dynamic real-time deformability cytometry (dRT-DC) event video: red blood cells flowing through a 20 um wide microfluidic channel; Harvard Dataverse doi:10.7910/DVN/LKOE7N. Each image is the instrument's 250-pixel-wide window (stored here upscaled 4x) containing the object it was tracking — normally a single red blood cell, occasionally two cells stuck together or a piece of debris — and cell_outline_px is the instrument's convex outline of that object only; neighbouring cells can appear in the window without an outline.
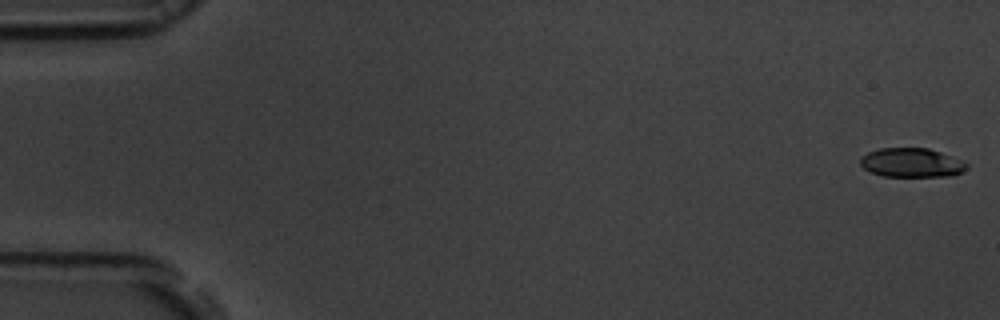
{"species": "common noctule bat (a hibernating species)", "species_latin": "Nyctalus noctula", "temperature_condition": "room temperature", "stored_images_in_passage": 55, "camera_frame_rate_fps": 3000, "um_per_image_px": 0.085, "animal": {"sex": "male", "body_mass_g": 19.5, "forearm_length_mm": 54.6}, "frame": {"image": 1, "passage_image": 1, "time_ms": 0.0, "image_size_px": [1000, 320], "cell_outline_px": [[968, 168], [952, 176], [884, 176], [872, 172], [864, 168], [860, 164], [860, 156], [868, 152], [880, 148], [928, 148], [964, 160], [968, 164]], "centroid_in_image_um": [77.5, 13.82], "position_along_channel_um": 7.5, "area_um2": 18.09}}
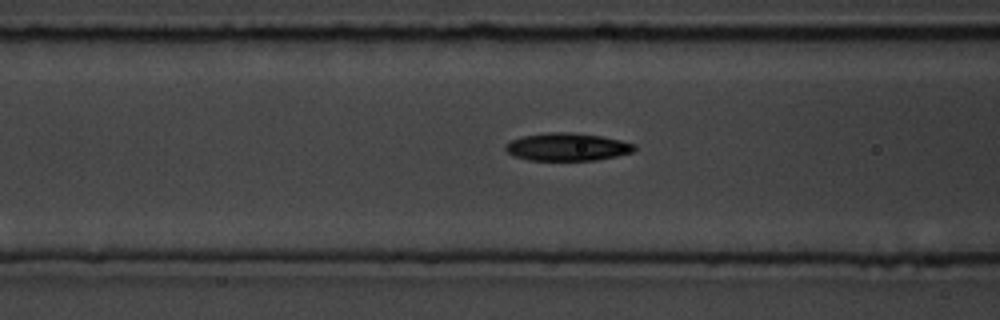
{"frame": {"image": 2, "passage_image": 22, "time_ms": 7.0, "image_size_px": [1000, 320], "cell_outline_px": [[636, 148], [632, 152], [616, 156], [596, 160], [528, 160], [512, 156], [504, 148], [504, 144], [512, 140], [524, 136], [548, 132], [572, 132], [600, 136], [620, 140], [636, 144]], "centroid_in_image_um": [48.2, 12.49], "position_along_channel_um": 118.4, "area_um2": 20.87}}
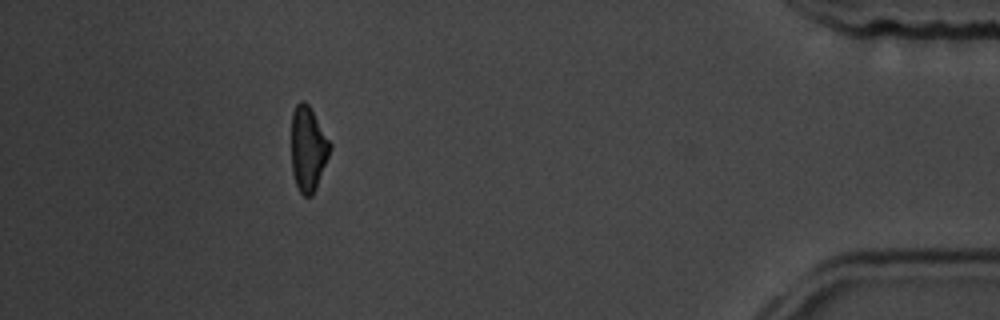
{"frame": {"image": 3, "passage_image": 50, "time_ms": 16.333, "image_size_px": [1000, 320], "cell_outline_px": [[332, 148], [316, 188], [312, 196], [304, 196], [300, 192], [296, 184], [292, 172], [292, 112], [296, 104], [300, 100], [304, 100], [308, 104], [332, 144]], "centroid_in_image_um": [26.19, 12.64], "position_along_channel_um": 409.0, "area_um2": 19.07}, "authors_computed_cell_mechanics": {"area_um2": 20.1144, "velocity_mm_per_s": 3.7028, "shape_relaxation_time_tau1_ms": 3.2057, "shape_relaxation_time_tau2_ms": 3.8983, "deformation_change_tau1": 0.1554, "deformation_change_tau2": 0.1119}}